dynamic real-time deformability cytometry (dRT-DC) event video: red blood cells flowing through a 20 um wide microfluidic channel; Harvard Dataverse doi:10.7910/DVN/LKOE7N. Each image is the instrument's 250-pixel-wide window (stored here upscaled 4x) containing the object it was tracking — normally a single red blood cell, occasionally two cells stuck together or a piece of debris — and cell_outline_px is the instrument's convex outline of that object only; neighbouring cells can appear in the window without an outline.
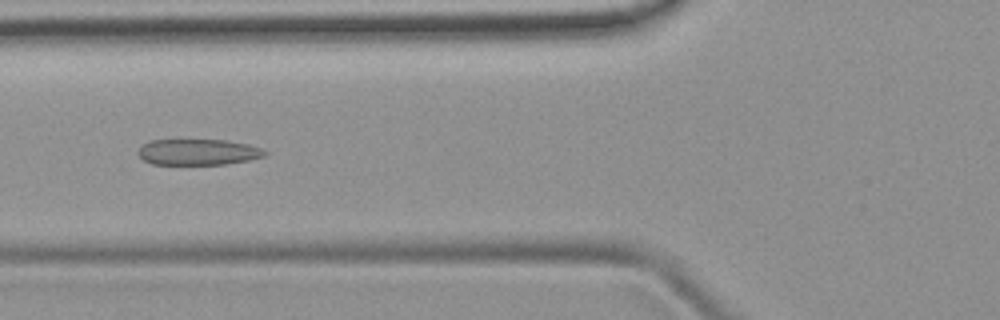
{"species": "common noctule bat (a hibernating species)", "species_latin": "Nyctalus noctula", "temperature_condition": "room temperature", "stored_images_in_passage": 48, "camera_frame_rate_fps": 3000, "um_per_image_px": 0.085, "animal": {"sex": "female", "body_mass_g": 19.9}, "frame": {"image": 1, "passage_image": 18, "time_ms": 5.667, "image_size_px": [1000, 320], "cell_outline_px": [[268, 152], [264, 156], [248, 160], [224, 164], [152, 164], [144, 160], [136, 152], [148, 140], [228, 140], [248, 144], [260, 148]], "centroid_in_image_um": [16.83, 12.92], "position_along_channel_um": 109.0, "area_um2": 19.07}}
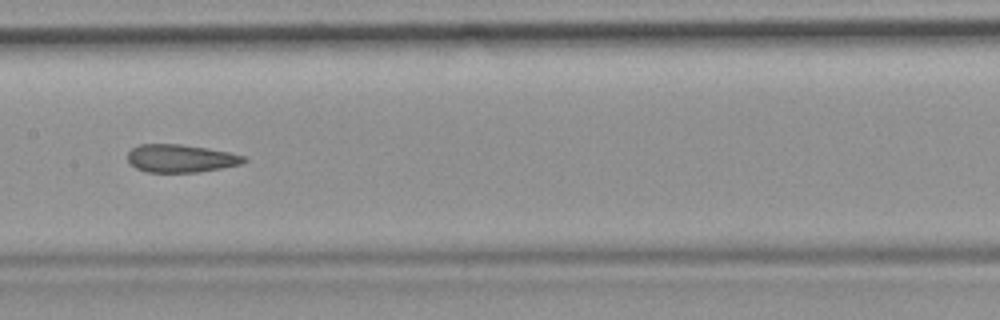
{"frame": {"image": 2, "passage_image": 24, "time_ms": 7.667, "image_size_px": [1000, 320], "cell_outline_px": [[248, 160], [240, 164], [200, 172], [148, 172], [136, 168], [128, 164], [128, 152], [132, 148], [140, 144], [180, 144], [208, 148], [248, 156]], "centroid_in_image_um": [15.37, 13.46], "position_along_channel_um": 192.0, "area_um2": 19.02}}
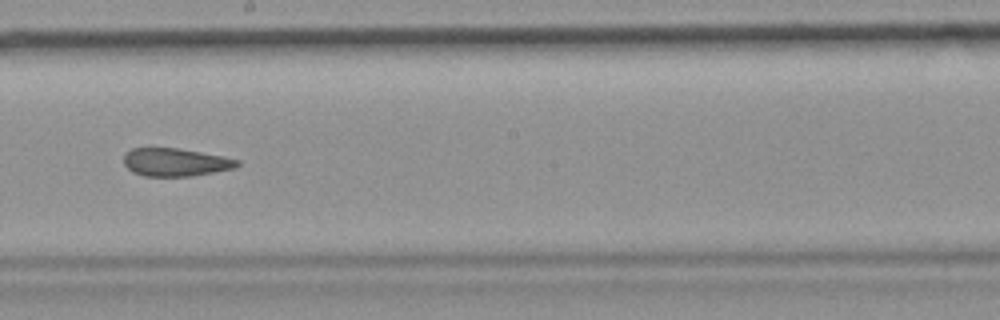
{"frame": {"image": 3, "passage_image": 27, "time_ms": 8.667, "image_size_px": [1000, 320], "cell_outline_px": [[240, 164], [236, 168], [192, 176], [144, 176], [132, 172], [124, 164], [124, 152], [132, 148], [180, 148], [224, 156], [240, 160]], "centroid_in_image_um": [14.93, 13.78], "position_along_channel_um": 233.3, "area_um2": 18.73}}